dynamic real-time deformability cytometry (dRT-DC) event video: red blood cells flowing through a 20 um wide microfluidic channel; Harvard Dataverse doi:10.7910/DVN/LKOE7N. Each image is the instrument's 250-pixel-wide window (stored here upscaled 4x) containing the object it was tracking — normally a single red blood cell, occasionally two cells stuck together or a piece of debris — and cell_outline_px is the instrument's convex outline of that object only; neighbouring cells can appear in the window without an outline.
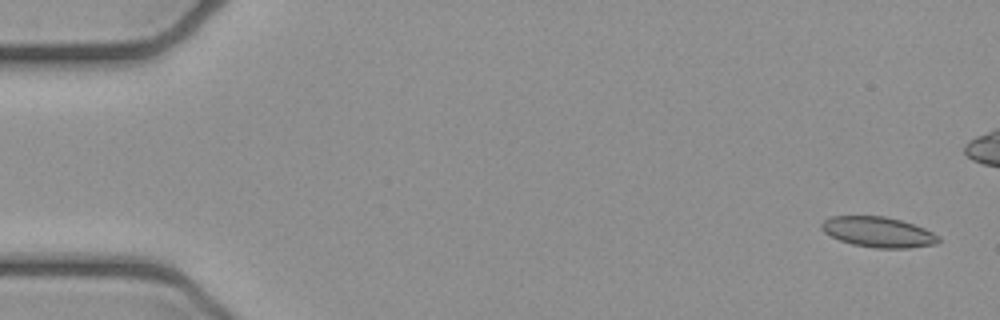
{"species": "common noctule bat (a hibernating species)", "species_latin": "Nyctalus noctula", "temperature_condition": "cold", "stored_images_in_passage": 6, "camera_frame_rate_fps": 3000, "um_per_image_px": 0.085, "animal": {"sex": "female", "body_mass_g": 21.9}, "frame": {"image": 1, "passage_image": 1, "time_ms": 0.0, "image_size_px": [1000, 320], "cell_outline_px": [[940, 240], [936, 244], [908, 248], [876, 248], [852, 244], [840, 240], [824, 232], [820, 228], [820, 224], [824, 220], [832, 216], [884, 216], [900, 220], [924, 228], [940, 236]], "centroid_in_image_um": [74.64, 19.72], "position_along_channel_um": 10.4, "area_um2": 20.63}}
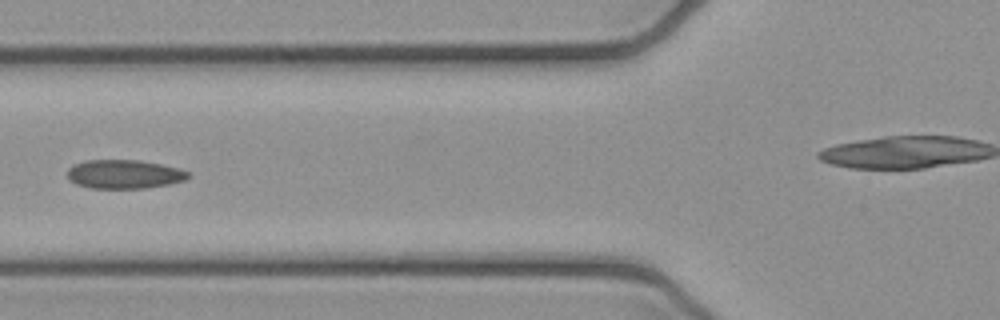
{"frame": {"image": 2, "passage_image": 6, "time_ms": 1.667, "image_size_px": [1000, 320], "cell_outline_px": [[188, 176], [184, 180], [168, 184], [144, 188], [92, 188], [76, 184], [68, 180], [68, 168], [72, 164], [84, 160], [140, 160], [180, 168], [188, 172]], "centroid_in_image_um": [10.5, 14.79], "position_along_channel_um": 115.3, "area_um2": 20.29}}